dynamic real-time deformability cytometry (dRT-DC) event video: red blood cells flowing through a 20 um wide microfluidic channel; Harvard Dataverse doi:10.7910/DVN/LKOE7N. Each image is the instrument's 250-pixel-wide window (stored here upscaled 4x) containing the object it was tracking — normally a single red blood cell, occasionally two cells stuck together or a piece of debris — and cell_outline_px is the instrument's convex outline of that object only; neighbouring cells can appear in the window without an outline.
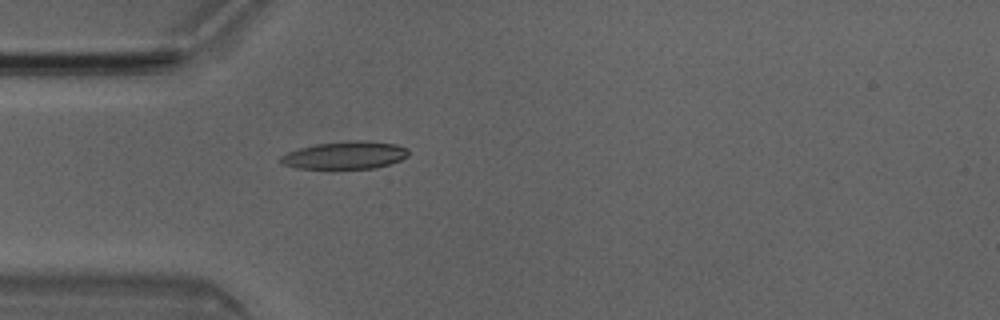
{"species": "Egyptian fruit bat (a non-hibernating species)", "species_latin": "Rousettus aegyptiacus", "temperature_condition": "room temperature", "stored_images_in_passage": 4, "camera_frame_rate_fps": 3000, "um_per_image_px": 0.085, "animal": {"sex": "male"}, "frame": {"image": 1, "passage_image": 4, "time_ms": 1.0, "image_size_px": [1000, 320], "cell_outline_px": [[408, 156], [400, 160], [376, 168], [296, 168], [284, 164], [280, 160], [280, 156], [288, 152], [300, 148], [316, 144], [348, 140], [368, 140], [396, 144], [408, 148]], "centroid_in_image_um": [29.37, 13.17], "position_along_channel_um": 55.6, "area_um2": 20.52}}